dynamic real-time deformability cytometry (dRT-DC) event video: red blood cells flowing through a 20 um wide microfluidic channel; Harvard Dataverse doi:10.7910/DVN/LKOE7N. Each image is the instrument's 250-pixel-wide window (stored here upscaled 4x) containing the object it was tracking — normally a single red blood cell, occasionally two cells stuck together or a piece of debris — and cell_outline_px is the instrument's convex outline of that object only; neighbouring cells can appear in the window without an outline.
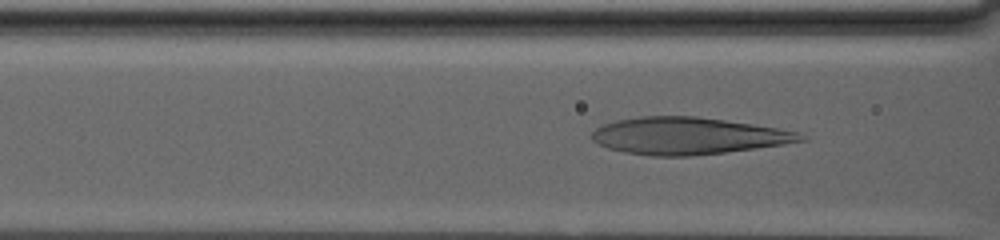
{"species": "human", "species_latin": "Homo sapiens", "temperature_condition": "warm", "stored_images_in_passage": 57, "camera_frame_rate_fps": 3000, "um_per_image_px": 0.085, "donor": {"sex": "male"}, "frame": {"image": 1, "passage_image": 9, "time_ms": 2.667, "image_size_px": [1000, 240], "cell_outline_px": [[808, 140], [784, 144], [756, 148], [692, 156], [648, 156], [624, 152], [608, 148], [592, 140], [592, 132], [596, 128], [604, 124], [616, 120], [640, 116], [696, 116], [780, 128], [796, 132]], "centroid_in_image_um": [58.45, 11.55], "position_along_channel_um": 108.2, "area_um2": 44.85}}
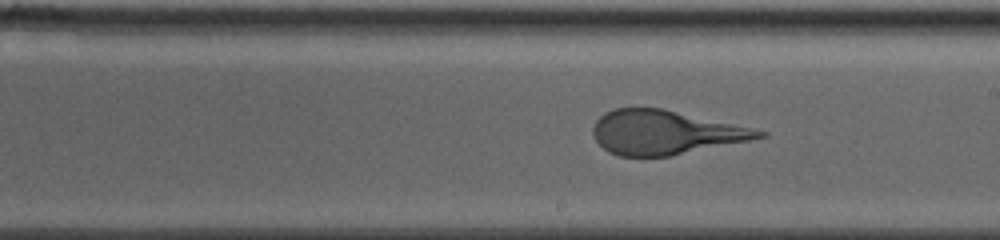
{"frame": {"image": 2, "passage_image": 24, "time_ms": 7.667, "image_size_px": [1000, 240], "cell_outline_px": [[768, 136], [668, 156], [620, 156], [608, 152], [596, 140], [592, 132], [592, 128], [596, 120], [604, 112], [612, 108], [664, 108], [752, 128], [768, 132]], "centroid_in_image_um": [56.48, 11.24], "position_along_channel_um": 232.5, "area_um2": 42.25}}
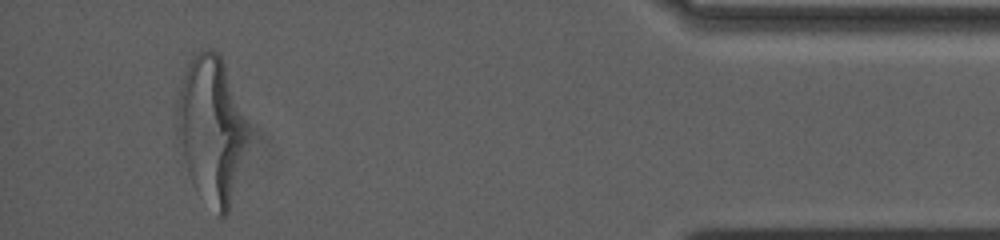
{"frame": {"image": 3, "passage_image": 52, "time_ms": 17.0, "image_size_px": [1000, 240], "cell_outline_px": [[248, 132], [228, 212], [224, 216], [220, 216], [192, 180], [188, 172], [176, 144], [176, 104], [184, 72], [192, 52], [208, 48], [212, 48], [220, 56], [224, 64]], "centroid_in_image_um": [17.87, 10.9], "position_along_channel_um": 417.3, "area_um2": 58.55}, "authors_computed_cell_mechanics": {"area_um2": 45.7776, "velocity_mm_per_s": 2.4901, "shape_relaxation_time_tau1_ms": 8.7151, "shape_relaxation_time_tau2_ms": null, "deformation_change_tau1": 0.2761, "deformation_change_tau2": null}}